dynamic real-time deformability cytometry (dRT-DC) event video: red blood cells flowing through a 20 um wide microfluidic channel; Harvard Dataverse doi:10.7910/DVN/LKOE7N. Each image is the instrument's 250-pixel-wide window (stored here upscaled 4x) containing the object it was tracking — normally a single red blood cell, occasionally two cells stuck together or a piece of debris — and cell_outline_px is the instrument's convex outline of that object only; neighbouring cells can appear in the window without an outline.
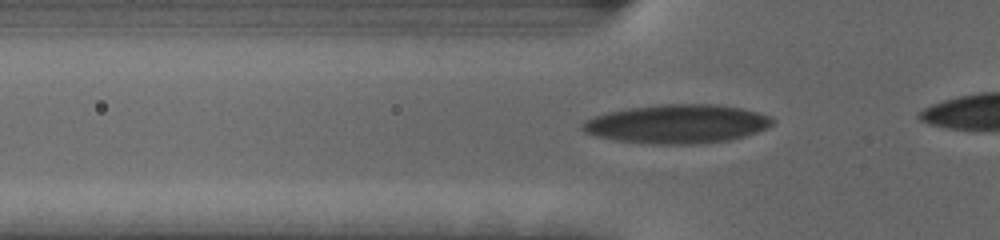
{"species": "human", "species_latin": "Homo sapiens", "temperature_condition": "cold", "stored_images_in_passage": 31, "camera_frame_rate_fps": 3000, "um_per_image_px": 0.085, "donor": {"sex": "female"}, "frame": {"image": 1, "passage_image": 4, "time_ms": 1.0, "image_size_px": [1000, 240], "cell_outline_px": [[776, 124], [768, 128], [744, 136], [728, 140], [692, 144], [652, 144], [616, 140], [596, 136], [584, 132], [580, 128], [580, 124], [596, 116], [608, 112], [632, 108], [664, 104], [716, 104], [744, 108], [772, 116], [776, 120]], "centroid_in_image_um": [57.63, 10.53], "position_along_channel_um": 68.2, "area_um2": 43.0}}
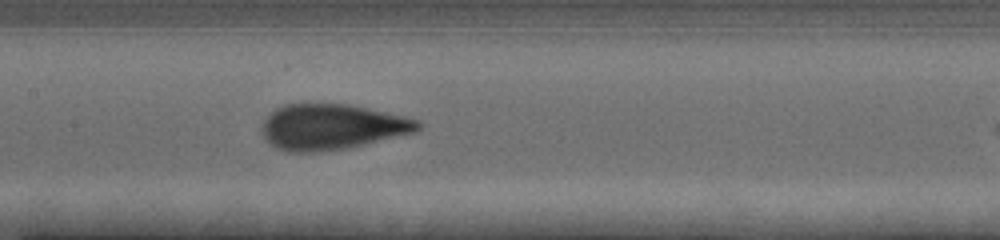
{"frame": {"image": 2, "passage_image": 13, "time_ms": 4.0, "image_size_px": [1000, 240], "cell_outline_px": [[420, 128], [416, 132], [344, 148], [312, 152], [292, 152], [276, 148], [260, 132], [264, 120], [276, 108], [284, 104], [348, 104], [404, 116], [420, 120]], "centroid_in_image_um": [28.19, 10.77], "position_along_channel_um": 179.2, "area_um2": 40.86}}
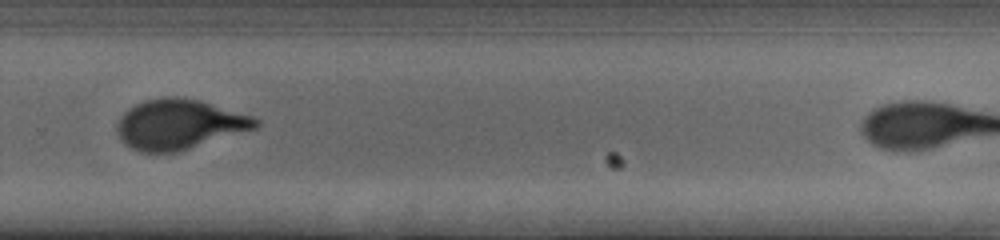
{"frame": {"image": 3, "passage_image": 24, "time_ms": 7.667, "image_size_px": [1000, 240], "cell_outline_px": [[260, 124], [256, 128], [176, 152], [140, 152], [124, 144], [116, 128], [116, 124], [120, 116], [128, 108], [144, 100], [164, 96], [176, 96], [200, 100], [252, 116], [260, 120]], "centroid_in_image_um": [15.21, 10.55], "position_along_channel_um": 314.6, "area_um2": 40.23}}